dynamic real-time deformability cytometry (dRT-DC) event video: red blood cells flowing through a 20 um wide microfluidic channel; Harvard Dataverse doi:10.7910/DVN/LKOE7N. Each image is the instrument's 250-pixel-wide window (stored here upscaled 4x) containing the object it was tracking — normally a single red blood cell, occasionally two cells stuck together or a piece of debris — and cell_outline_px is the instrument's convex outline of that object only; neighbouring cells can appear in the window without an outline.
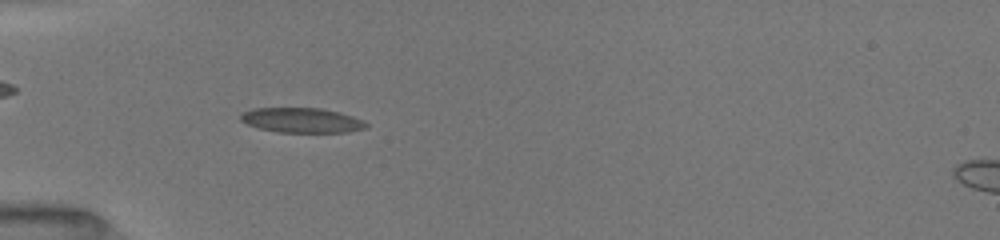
{"species": "common noctule bat (a hibernating species)", "species_latin": "Nyctalus noctula", "temperature_condition": "room temperature", "stored_images_in_passage": 51, "camera_frame_rate_fps": 3000, "um_per_image_px": 0.085, "animal": {"sex": "female", "body_mass_g": 19.5, "forearm_length_mm": 54.1}, "frame": {"image": 1, "passage_image": 16, "time_ms": 3.667, "image_size_px": [1000, 240], "cell_outline_px": [[368, 124], [364, 128], [344, 132], [280, 132], [260, 128], [248, 124], [240, 120], [240, 116], [244, 112], [256, 108], [320, 108], [336, 112], [360, 120]], "centroid_in_image_um": [25.59, 10.22], "position_along_channel_um": 59.4, "area_um2": 17.57}}
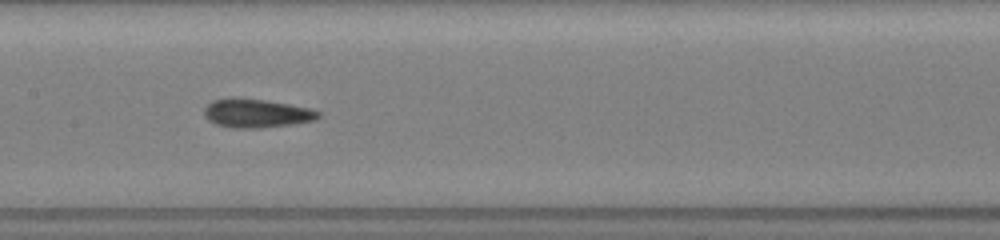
{"frame": {"image": 2, "passage_image": 30, "time_ms": 7.0, "image_size_px": [1000, 240], "cell_outline_px": [[320, 116], [316, 120], [292, 124], [260, 128], [232, 128], [216, 124], [208, 120], [204, 112], [204, 108], [212, 100], [232, 96], [288, 104], [308, 108], [320, 112]], "centroid_in_image_um": [21.76, 9.62], "position_along_channel_um": 185.6, "area_um2": 19.07}}
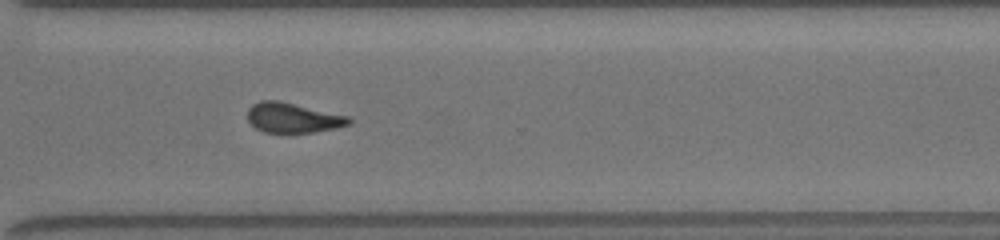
{"frame": {"image": 3, "passage_image": 39, "time_ms": 11.0, "image_size_px": [1000, 240], "cell_outline_px": [[352, 120], [348, 124], [332, 128], [312, 132], [288, 136], [264, 132], [256, 128], [248, 120], [248, 108], [252, 104], [260, 100], [280, 100], [348, 116]], "centroid_in_image_um": [24.83, 10.04], "position_along_channel_um": 345.8, "area_um2": 18.15}, "authors_computed_cell_mechanics": {"area_um2": 18.1492, "velocity_mm_per_s": 4.0266, "shape_relaxation_time_tau1_ms": null, "shape_relaxation_time_tau2_ms": 3.6306, "deformation_change_tau1": null, "deformation_change_tau2": 0.0985}}